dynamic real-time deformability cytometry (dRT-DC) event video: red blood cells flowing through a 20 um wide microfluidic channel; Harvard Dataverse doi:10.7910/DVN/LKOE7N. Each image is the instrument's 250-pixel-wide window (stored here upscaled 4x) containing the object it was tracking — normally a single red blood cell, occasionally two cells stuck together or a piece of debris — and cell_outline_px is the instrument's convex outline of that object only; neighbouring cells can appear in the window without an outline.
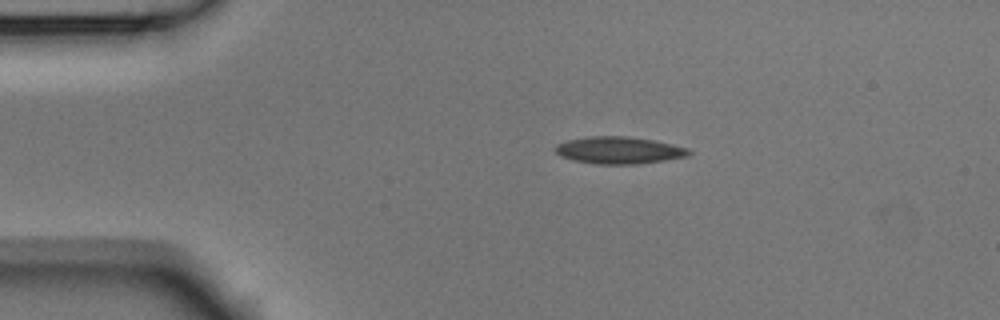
{"species": "Egyptian fruit bat (a non-hibernating species)", "species_latin": "Rousettus aegyptiacus", "temperature_condition": "room temperature", "stored_images_in_passage": 5, "camera_frame_rate_fps": 3000, "um_per_image_px": 0.085, "animal": {"sex": "male"}, "frame": {"image": 1, "passage_image": 1, "time_ms": 0.0, "image_size_px": [1000, 320], "cell_outline_px": [[692, 152], [688, 156], [664, 160], [636, 164], [596, 164], [572, 160], [560, 156], [556, 152], [556, 144], [568, 140], [588, 136], [624, 136], [652, 140], [688, 148]], "centroid_in_image_um": [52.59, 12.77], "position_along_channel_um": 32.4, "area_um2": 20.92}}
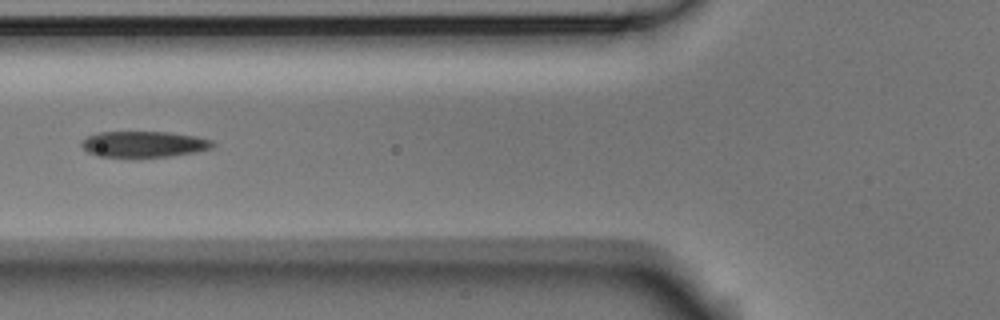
{"frame": {"image": 2, "passage_image": 3, "time_ms": 0.667, "image_size_px": [1000, 320], "cell_outline_px": [[216, 144], [212, 148], [196, 152], [168, 156], [96, 156], [88, 152], [80, 144], [88, 136], [100, 132], [168, 132], [196, 136], [212, 140]], "centroid_in_image_um": [12.27, 12.24], "position_along_channel_um": 113.5, "area_um2": 19.59}}
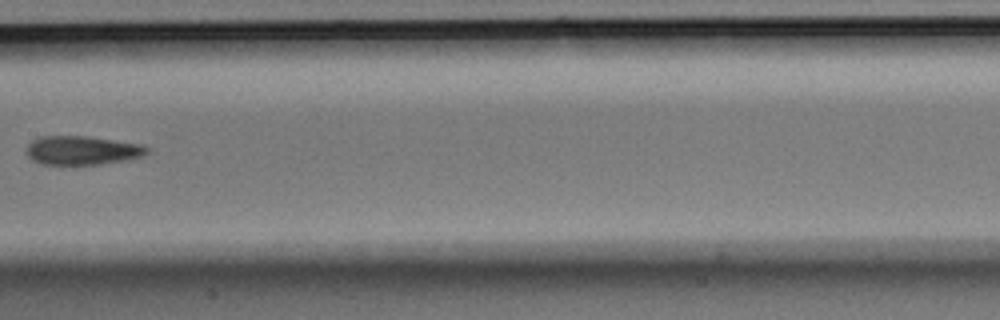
{"frame": {"image": 3, "passage_image": 5, "time_ms": 1.333, "image_size_px": [1000, 320], "cell_outline_px": [[148, 152], [144, 156], [128, 160], [100, 164], [40, 164], [32, 160], [28, 156], [28, 144], [32, 140], [40, 136], [84, 136], [140, 144], [148, 148]], "centroid_in_image_um": [6.99, 12.78], "position_along_channel_um": 200.4, "area_um2": 20.11}}